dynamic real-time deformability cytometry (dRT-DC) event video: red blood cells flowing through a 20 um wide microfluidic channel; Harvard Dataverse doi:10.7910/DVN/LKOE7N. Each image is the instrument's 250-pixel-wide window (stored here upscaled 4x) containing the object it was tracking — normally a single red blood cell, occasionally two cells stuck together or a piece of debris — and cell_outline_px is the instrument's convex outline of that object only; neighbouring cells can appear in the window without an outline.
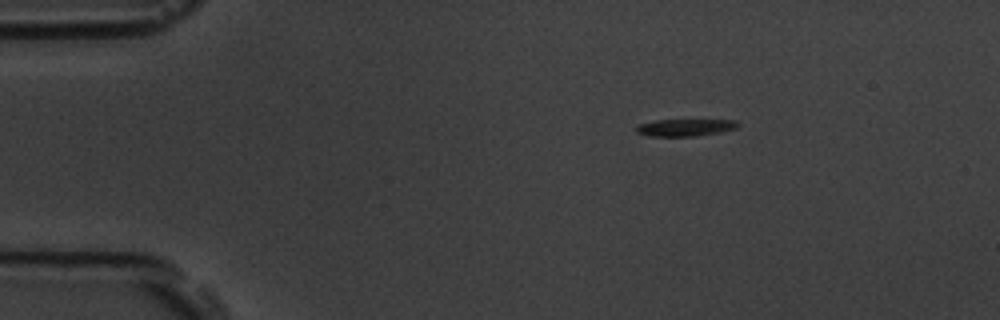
{"species": "common noctule bat (a hibernating species)", "species_latin": "Nyctalus noctula", "temperature_condition": "room temperature", "stored_images_in_passage": 49, "camera_frame_rate_fps": 3000, "um_per_image_px": 0.085, "animal": {"sex": "male", "body_mass_g": 19.5, "forearm_length_mm": 54.6}, "frame": {"image": 1, "passage_image": 1, "time_ms": 0.0, "image_size_px": [1000, 320], "cell_outline_px": [[740, 124], [736, 128], [720, 132], [696, 136], [652, 136], [636, 132], [636, 124], [652, 120], [736, 120]], "centroid_in_image_um": [58.21, 10.83], "position_along_channel_um": 26.8, "area_um2": 10.17}}
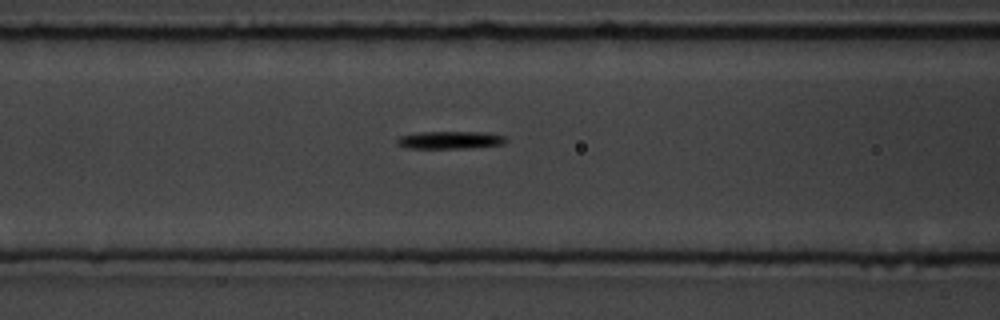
{"frame": {"image": 2, "passage_image": 15, "time_ms": 4.667, "image_size_px": [1000, 320], "cell_outline_px": [[508, 140], [504, 144], [472, 148], [408, 148], [396, 144], [396, 140], [400, 136], [420, 132], [484, 132], [504, 136]], "centroid_in_image_um": [38.27, 11.9], "position_along_channel_um": 128.3, "area_um2": 11.21}}
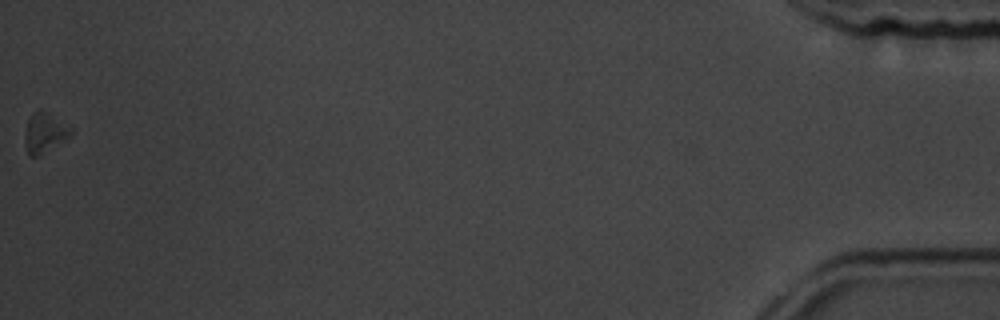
{"frame": {"image": 3, "passage_image": 49, "time_ms": 16.0, "image_size_px": [1000, 320], "cell_outline_px": [[72, 132], [68, 136], [40, 156], [32, 156], [28, 152], [24, 140], [24, 136], [28, 120], [32, 112], [40, 108], [72, 128]], "centroid_in_image_um": [3.75, 11.26], "position_along_channel_um": 431.4, "area_um2": 10.4}}